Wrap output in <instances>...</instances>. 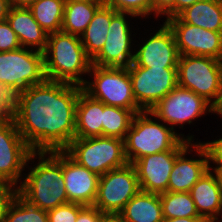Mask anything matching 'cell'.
<instances>
[{"label": "cell", "instance_id": "7c38bea8", "mask_svg": "<svg viewBox=\"0 0 222 222\" xmlns=\"http://www.w3.org/2000/svg\"><path fill=\"white\" fill-rule=\"evenodd\" d=\"M137 105L149 111L178 85L177 68L128 66Z\"/></svg>", "mask_w": 222, "mask_h": 222}, {"label": "cell", "instance_id": "ba28073f", "mask_svg": "<svg viewBox=\"0 0 222 222\" xmlns=\"http://www.w3.org/2000/svg\"><path fill=\"white\" fill-rule=\"evenodd\" d=\"M149 111L177 131L175 127L183 130L184 125H193L198 117L213 114V106L190 89L177 85Z\"/></svg>", "mask_w": 222, "mask_h": 222}, {"label": "cell", "instance_id": "7a4b0ae2", "mask_svg": "<svg viewBox=\"0 0 222 222\" xmlns=\"http://www.w3.org/2000/svg\"><path fill=\"white\" fill-rule=\"evenodd\" d=\"M25 170L28 173L24 172L17 194L29 204L48 211L69 202L62 173V150L33 151Z\"/></svg>", "mask_w": 222, "mask_h": 222}, {"label": "cell", "instance_id": "d6986e66", "mask_svg": "<svg viewBox=\"0 0 222 222\" xmlns=\"http://www.w3.org/2000/svg\"><path fill=\"white\" fill-rule=\"evenodd\" d=\"M189 193L201 218L206 222L222 220V189L216 170L204 173Z\"/></svg>", "mask_w": 222, "mask_h": 222}, {"label": "cell", "instance_id": "52a82bcc", "mask_svg": "<svg viewBox=\"0 0 222 222\" xmlns=\"http://www.w3.org/2000/svg\"><path fill=\"white\" fill-rule=\"evenodd\" d=\"M178 85L214 106L222 88V61L209 56L182 55L177 65Z\"/></svg>", "mask_w": 222, "mask_h": 222}, {"label": "cell", "instance_id": "83f0119b", "mask_svg": "<svg viewBox=\"0 0 222 222\" xmlns=\"http://www.w3.org/2000/svg\"><path fill=\"white\" fill-rule=\"evenodd\" d=\"M163 218L200 217L189 192L159 194Z\"/></svg>", "mask_w": 222, "mask_h": 222}, {"label": "cell", "instance_id": "ac0fdd59", "mask_svg": "<svg viewBox=\"0 0 222 222\" xmlns=\"http://www.w3.org/2000/svg\"><path fill=\"white\" fill-rule=\"evenodd\" d=\"M62 173L68 201L83 206L94 205L99 176L73 160L62 150Z\"/></svg>", "mask_w": 222, "mask_h": 222}, {"label": "cell", "instance_id": "6da1fadb", "mask_svg": "<svg viewBox=\"0 0 222 222\" xmlns=\"http://www.w3.org/2000/svg\"><path fill=\"white\" fill-rule=\"evenodd\" d=\"M82 86L45 79L21 92L15 124L32 151L64 150L75 138Z\"/></svg>", "mask_w": 222, "mask_h": 222}, {"label": "cell", "instance_id": "74e56055", "mask_svg": "<svg viewBox=\"0 0 222 222\" xmlns=\"http://www.w3.org/2000/svg\"><path fill=\"white\" fill-rule=\"evenodd\" d=\"M200 0H174V17H176L185 8L192 6Z\"/></svg>", "mask_w": 222, "mask_h": 222}, {"label": "cell", "instance_id": "ab89813d", "mask_svg": "<svg viewBox=\"0 0 222 222\" xmlns=\"http://www.w3.org/2000/svg\"><path fill=\"white\" fill-rule=\"evenodd\" d=\"M162 222H206L201 217L163 218Z\"/></svg>", "mask_w": 222, "mask_h": 222}, {"label": "cell", "instance_id": "2e32d148", "mask_svg": "<svg viewBox=\"0 0 222 222\" xmlns=\"http://www.w3.org/2000/svg\"><path fill=\"white\" fill-rule=\"evenodd\" d=\"M189 154H192V157ZM209 169L205 148L199 142H191L176 157L170 173L167 192H189Z\"/></svg>", "mask_w": 222, "mask_h": 222}, {"label": "cell", "instance_id": "603a6c76", "mask_svg": "<svg viewBox=\"0 0 222 222\" xmlns=\"http://www.w3.org/2000/svg\"><path fill=\"white\" fill-rule=\"evenodd\" d=\"M177 17L183 23L222 32V0H200L185 8Z\"/></svg>", "mask_w": 222, "mask_h": 222}, {"label": "cell", "instance_id": "b9f144b4", "mask_svg": "<svg viewBox=\"0 0 222 222\" xmlns=\"http://www.w3.org/2000/svg\"><path fill=\"white\" fill-rule=\"evenodd\" d=\"M213 114H216L217 116L222 119V88L220 92V97L217 101V103L213 106Z\"/></svg>", "mask_w": 222, "mask_h": 222}, {"label": "cell", "instance_id": "f6af8a7d", "mask_svg": "<svg viewBox=\"0 0 222 222\" xmlns=\"http://www.w3.org/2000/svg\"><path fill=\"white\" fill-rule=\"evenodd\" d=\"M216 172L218 174V177H219V180L221 183V189H222V169H218V170H216Z\"/></svg>", "mask_w": 222, "mask_h": 222}, {"label": "cell", "instance_id": "d590c367", "mask_svg": "<svg viewBox=\"0 0 222 222\" xmlns=\"http://www.w3.org/2000/svg\"><path fill=\"white\" fill-rule=\"evenodd\" d=\"M152 15L157 18L169 19L174 17V0H151ZM161 16V17H160Z\"/></svg>", "mask_w": 222, "mask_h": 222}, {"label": "cell", "instance_id": "5b68a950", "mask_svg": "<svg viewBox=\"0 0 222 222\" xmlns=\"http://www.w3.org/2000/svg\"><path fill=\"white\" fill-rule=\"evenodd\" d=\"M64 151L98 176L128 164L124 140L116 137L74 138Z\"/></svg>", "mask_w": 222, "mask_h": 222}, {"label": "cell", "instance_id": "f546056e", "mask_svg": "<svg viewBox=\"0 0 222 222\" xmlns=\"http://www.w3.org/2000/svg\"><path fill=\"white\" fill-rule=\"evenodd\" d=\"M21 90L0 83V121L15 122L19 112Z\"/></svg>", "mask_w": 222, "mask_h": 222}, {"label": "cell", "instance_id": "e575fe53", "mask_svg": "<svg viewBox=\"0 0 222 222\" xmlns=\"http://www.w3.org/2000/svg\"><path fill=\"white\" fill-rule=\"evenodd\" d=\"M17 193V188L9 183L0 181V222H4L8 204Z\"/></svg>", "mask_w": 222, "mask_h": 222}, {"label": "cell", "instance_id": "836d02e7", "mask_svg": "<svg viewBox=\"0 0 222 222\" xmlns=\"http://www.w3.org/2000/svg\"><path fill=\"white\" fill-rule=\"evenodd\" d=\"M21 45L16 33L7 20L0 22V52L12 51L20 48Z\"/></svg>", "mask_w": 222, "mask_h": 222}, {"label": "cell", "instance_id": "9c48e42d", "mask_svg": "<svg viewBox=\"0 0 222 222\" xmlns=\"http://www.w3.org/2000/svg\"><path fill=\"white\" fill-rule=\"evenodd\" d=\"M45 79L43 52L24 47L0 52V83L23 91Z\"/></svg>", "mask_w": 222, "mask_h": 222}, {"label": "cell", "instance_id": "8fae6325", "mask_svg": "<svg viewBox=\"0 0 222 222\" xmlns=\"http://www.w3.org/2000/svg\"><path fill=\"white\" fill-rule=\"evenodd\" d=\"M132 17L137 18L130 13L117 12L111 18L105 44L101 51L91 60L92 65L100 67H128L133 62L135 43L138 41L134 39L133 36L136 33L132 31L134 27L130 25ZM133 32L134 34L132 35Z\"/></svg>", "mask_w": 222, "mask_h": 222}, {"label": "cell", "instance_id": "5bb4252c", "mask_svg": "<svg viewBox=\"0 0 222 222\" xmlns=\"http://www.w3.org/2000/svg\"><path fill=\"white\" fill-rule=\"evenodd\" d=\"M172 30L179 55H201L222 61V32L183 23L177 16L164 20Z\"/></svg>", "mask_w": 222, "mask_h": 222}, {"label": "cell", "instance_id": "1f68e13d", "mask_svg": "<svg viewBox=\"0 0 222 222\" xmlns=\"http://www.w3.org/2000/svg\"><path fill=\"white\" fill-rule=\"evenodd\" d=\"M84 206L77 203H65L48 210V222H76L79 211Z\"/></svg>", "mask_w": 222, "mask_h": 222}, {"label": "cell", "instance_id": "ee69618b", "mask_svg": "<svg viewBox=\"0 0 222 222\" xmlns=\"http://www.w3.org/2000/svg\"><path fill=\"white\" fill-rule=\"evenodd\" d=\"M71 1L92 2V3L101 4V5H105V2H106V0H65V2H71Z\"/></svg>", "mask_w": 222, "mask_h": 222}, {"label": "cell", "instance_id": "44dd1931", "mask_svg": "<svg viewBox=\"0 0 222 222\" xmlns=\"http://www.w3.org/2000/svg\"><path fill=\"white\" fill-rule=\"evenodd\" d=\"M103 118L104 103L81 90L76 106L75 138L102 136Z\"/></svg>", "mask_w": 222, "mask_h": 222}, {"label": "cell", "instance_id": "e0dca14e", "mask_svg": "<svg viewBox=\"0 0 222 222\" xmlns=\"http://www.w3.org/2000/svg\"><path fill=\"white\" fill-rule=\"evenodd\" d=\"M182 151H163L137 159L133 165L140 190L151 193L167 192L170 173L176 157Z\"/></svg>", "mask_w": 222, "mask_h": 222}, {"label": "cell", "instance_id": "f1b7e54d", "mask_svg": "<svg viewBox=\"0 0 222 222\" xmlns=\"http://www.w3.org/2000/svg\"><path fill=\"white\" fill-rule=\"evenodd\" d=\"M4 222H48L47 211L29 204L17 193L8 204Z\"/></svg>", "mask_w": 222, "mask_h": 222}, {"label": "cell", "instance_id": "7402d4cb", "mask_svg": "<svg viewBox=\"0 0 222 222\" xmlns=\"http://www.w3.org/2000/svg\"><path fill=\"white\" fill-rule=\"evenodd\" d=\"M124 222H162V205L157 193L139 191L118 213Z\"/></svg>", "mask_w": 222, "mask_h": 222}, {"label": "cell", "instance_id": "7bdbcfd3", "mask_svg": "<svg viewBox=\"0 0 222 222\" xmlns=\"http://www.w3.org/2000/svg\"><path fill=\"white\" fill-rule=\"evenodd\" d=\"M39 0H12V5L19 7H29L32 3Z\"/></svg>", "mask_w": 222, "mask_h": 222}, {"label": "cell", "instance_id": "4dcf8cb0", "mask_svg": "<svg viewBox=\"0 0 222 222\" xmlns=\"http://www.w3.org/2000/svg\"><path fill=\"white\" fill-rule=\"evenodd\" d=\"M105 5L117 12L133 14L137 19L152 18L151 0H106Z\"/></svg>", "mask_w": 222, "mask_h": 222}, {"label": "cell", "instance_id": "60d3db41", "mask_svg": "<svg viewBox=\"0 0 222 222\" xmlns=\"http://www.w3.org/2000/svg\"><path fill=\"white\" fill-rule=\"evenodd\" d=\"M99 222H124L118 214H104Z\"/></svg>", "mask_w": 222, "mask_h": 222}, {"label": "cell", "instance_id": "8d00e7d4", "mask_svg": "<svg viewBox=\"0 0 222 222\" xmlns=\"http://www.w3.org/2000/svg\"><path fill=\"white\" fill-rule=\"evenodd\" d=\"M104 215L94 205L84 206L78 213L76 222H99Z\"/></svg>", "mask_w": 222, "mask_h": 222}, {"label": "cell", "instance_id": "4fadbf2b", "mask_svg": "<svg viewBox=\"0 0 222 222\" xmlns=\"http://www.w3.org/2000/svg\"><path fill=\"white\" fill-rule=\"evenodd\" d=\"M32 152L15 122L0 121V181L17 188L22 182L23 171Z\"/></svg>", "mask_w": 222, "mask_h": 222}, {"label": "cell", "instance_id": "3957f363", "mask_svg": "<svg viewBox=\"0 0 222 222\" xmlns=\"http://www.w3.org/2000/svg\"><path fill=\"white\" fill-rule=\"evenodd\" d=\"M193 134L187 136L174 131L151 111L138 112L132 121L125 139V156L128 163L163 151H183L191 142Z\"/></svg>", "mask_w": 222, "mask_h": 222}, {"label": "cell", "instance_id": "277c9868", "mask_svg": "<svg viewBox=\"0 0 222 222\" xmlns=\"http://www.w3.org/2000/svg\"><path fill=\"white\" fill-rule=\"evenodd\" d=\"M43 61L46 79L79 86L85 83L92 65L81 38L62 31L48 34Z\"/></svg>", "mask_w": 222, "mask_h": 222}, {"label": "cell", "instance_id": "30bf717a", "mask_svg": "<svg viewBox=\"0 0 222 222\" xmlns=\"http://www.w3.org/2000/svg\"><path fill=\"white\" fill-rule=\"evenodd\" d=\"M139 191L136 169L128 163L99 176L94 206L104 214H118Z\"/></svg>", "mask_w": 222, "mask_h": 222}, {"label": "cell", "instance_id": "ffe728a7", "mask_svg": "<svg viewBox=\"0 0 222 222\" xmlns=\"http://www.w3.org/2000/svg\"><path fill=\"white\" fill-rule=\"evenodd\" d=\"M7 21L17 35L21 47L43 52L46 49L48 33L34 19L28 7L12 5Z\"/></svg>", "mask_w": 222, "mask_h": 222}, {"label": "cell", "instance_id": "8992f818", "mask_svg": "<svg viewBox=\"0 0 222 222\" xmlns=\"http://www.w3.org/2000/svg\"><path fill=\"white\" fill-rule=\"evenodd\" d=\"M82 90L105 105L124 109H141L135 101L128 67L91 65Z\"/></svg>", "mask_w": 222, "mask_h": 222}, {"label": "cell", "instance_id": "9a60e30c", "mask_svg": "<svg viewBox=\"0 0 222 222\" xmlns=\"http://www.w3.org/2000/svg\"><path fill=\"white\" fill-rule=\"evenodd\" d=\"M157 28L141 44H135L133 63L140 67L177 68L180 55L174 34L165 22Z\"/></svg>", "mask_w": 222, "mask_h": 222}, {"label": "cell", "instance_id": "4316f807", "mask_svg": "<svg viewBox=\"0 0 222 222\" xmlns=\"http://www.w3.org/2000/svg\"><path fill=\"white\" fill-rule=\"evenodd\" d=\"M142 109H124L104 104L102 136L125 139L134 116Z\"/></svg>", "mask_w": 222, "mask_h": 222}, {"label": "cell", "instance_id": "d4e9b609", "mask_svg": "<svg viewBox=\"0 0 222 222\" xmlns=\"http://www.w3.org/2000/svg\"><path fill=\"white\" fill-rule=\"evenodd\" d=\"M100 6L92 2H65L61 31L80 37Z\"/></svg>", "mask_w": 222, "mask_h": 222}, {"label": "cell", "instance_id": "bcb514c9", "mask_svg": "<svg viewBox=\"0 0 222 222\" xmlns=\"http://www.w3.org/2000/svg\"><path fill=\"white\" fill-rule=\"evenodd\" d=\"M207 222H218V221H207ZM219 222H222V220H219Z\"/></svg>", "mask_w": 222, "mask_h": 222}, {"label": "cell", "instance_id": "cb8c5ba5", "mask_svg": "<svg viewBox=\"0 0 222 222\" xmlns=\"http://www.w3.org/2000/svg\"><path fill=\"white\" fill-rule=\"evenodd\" d=\"M117 13L112 7L101 5L93 15L84 33L80 36L87 56L92 60L102 49L111 24Z\"/></svg>", "mask_w": 222, "mask_h": 222}, {"label": "cell", "instance_id": "f35d334b", "mask_svg": "<svg viewBox=\"0 0 222 222\" xmlns=\"http://www.w3.org/2000/svg\"><path fill=\"white\" fill-rule=\"evenodd\" d=\"M11 6L12 0H0V22L7 20Z\"/></svg>", "mask_w": 222, "mask_h": 222}, {"label": "cell", "instance_id": "d6a6232c", "mask_svg": "<svg viewBox=\"0 0 222 222\" xmlns=\"http://www.w3.org/2000/svg\"><path fill=\"white\" fill-rule=\"evenodd\" d=\"M218 139L202 141L196 139L206 150L209 168L213 170L222 169V135ZM213 163V164H212ZM215 165V167H214Z\"/></svg>", "mask_w": 222, "mask_h": 222}, {"label": "cell", "instance_id": "484cf974", "mask_svg": "<svg viewBox=\"0 0 222 222\" xmlns=\"http://www.w3.org/2000/svg\"><path fill=\"white\" fill-rule=\"evenodd\" d=\"M64 5L65 0H39L28 8L41 28L51 34L61 31Z\"/></svg>", "mask_w": 222, "mask_h": 222}]
</instances>
